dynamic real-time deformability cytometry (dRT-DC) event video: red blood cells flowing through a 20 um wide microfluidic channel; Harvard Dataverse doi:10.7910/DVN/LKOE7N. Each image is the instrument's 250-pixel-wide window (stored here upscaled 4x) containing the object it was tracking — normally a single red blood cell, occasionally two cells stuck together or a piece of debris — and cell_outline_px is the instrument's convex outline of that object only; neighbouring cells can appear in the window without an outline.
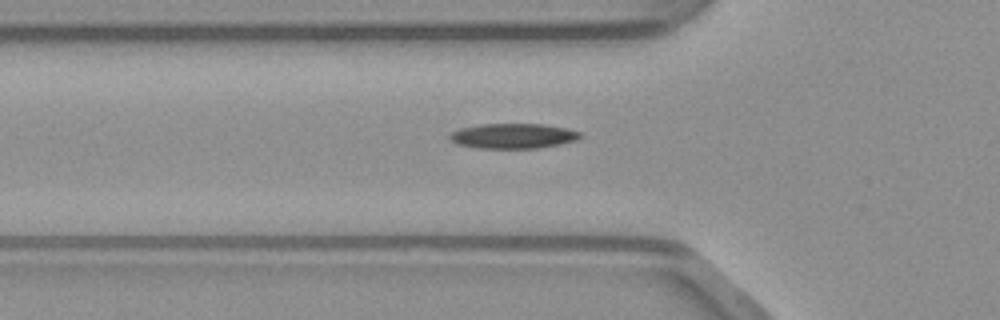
{"species": "common noctule bat (a hibernating species)", "species_latin": "Nyctalus noctula", "temperature_condition": "warm", "stored_images_in_passage": 27, "camera_frame_rate_fps": 3000, "um_per_image_px": 0.085, "animal": {"sex": "male", "body_mass_g": 23.1, "forearm_length_mm": 52.7}, "frame": {"image": 1, "passage_image": 2, "time_ms": 0.333, "image_size_px": [1000, 320], "cell_outline_px": [[584, 136], [576, 140], [536, 148], [480, 148], [460, 144], [452, 140], [448, 136], [452, 132], [460, 128], [480, 124], [540, 124], [564, 128], [580, 132]], "centroid_in_image_um": [43.61, 11.55], "position_along_channel_um": 82.2, "area_um2": 18.67}}
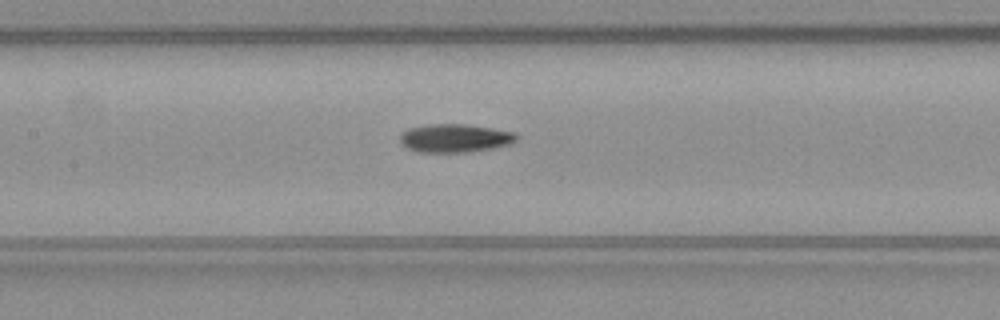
{"frame": {"image": 2, "passage_image": 8, "time_ms": 2.333, "image_size_px": [1000, 320], "cell_outline_px": [[520, 136], [516, 140], [508, 144], [492, 148], [464, 152], [416, 152], [408, 148], [400, 140], [400, 136], [408, 128], [428, 124], [468, 124], [492, 128], [512, 132]], "centroid_in_image_um": [38.66, 11.73], "position_along_channel_um": 168.7, "area_um2": 19.07}}
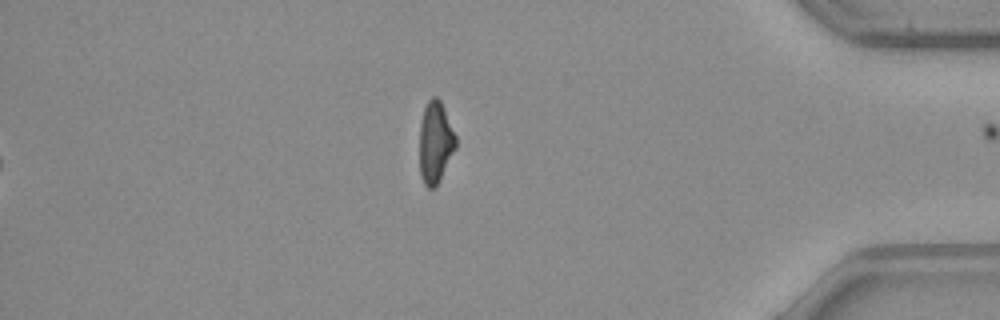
{"frame": {"image": 3, "passage_image": 27, "time_ms": 8.667, "image_size_px": [1000, 320], "cell_outline_px": [[456, 148], [436, 184], [432, 188], [428, 188], [424, 184], [420, 176], [420, 124], [424, 108], [428, 100], [432, 96], [436, 96], [440, 100], [456, 136]], "centroid_in_image_um": [36.99, 12.07], "position_along_channel_um": 398.2, "area_um2": 16.94}}